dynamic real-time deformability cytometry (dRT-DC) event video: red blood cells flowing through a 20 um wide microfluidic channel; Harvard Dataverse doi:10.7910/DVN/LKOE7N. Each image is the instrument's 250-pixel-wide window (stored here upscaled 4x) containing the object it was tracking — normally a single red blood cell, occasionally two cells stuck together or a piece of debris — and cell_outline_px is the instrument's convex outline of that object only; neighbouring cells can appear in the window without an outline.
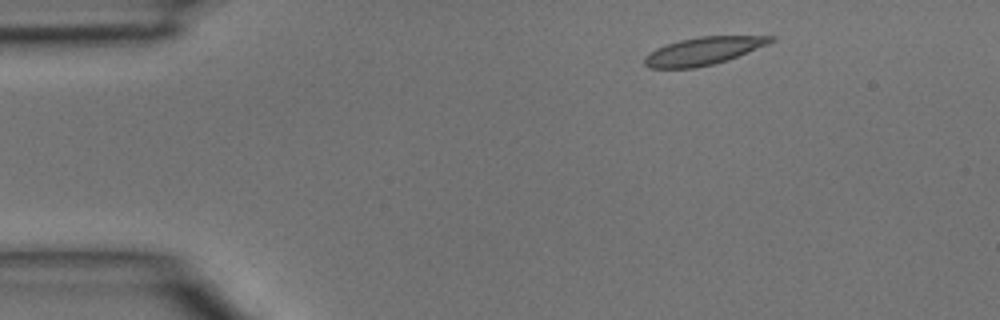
{"species": "common noctule bat (a hibernating species)", "species_latin": "Nyctalus noctula", "temperature_condition": "room temperature", "stored_images_in_passage": 4, "camera_frame_rate_fps": 3000, "um_per_image_px": 0.085, "animal": {"sex": "male", "body_mass_g": 15.6}, "frame": {"image": 1, "passage_image": 1, "time_ms": 0.0, "image_size_px": [1000, 320], "cell_outline_px": [[776, 40], [768, 44], [728, 60], [696, 68], [648, 68], [644, 64], [644, 56], [656, 48], [680, 40], [700, 36], [776, 36]], "centroid_in_image_um": [59.78, 4.34], "position_along_channel_um": 25.2, "area_um2": 20.35}}
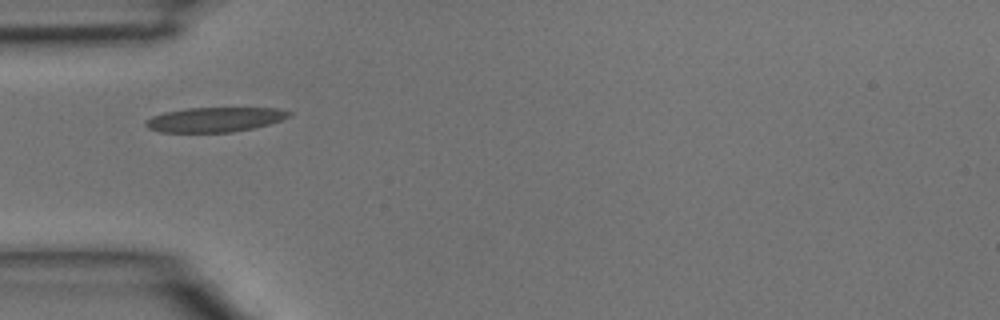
{"frame": {"image": 2, "passage_image": 3, "time_ms": 0.667, "image_size_px": [1000, 320], "cell_outline_px": [[292, 116], [268, 124], [252, 128], [232, 132], [160, 132], [148, 128], [144, 124], [144, 120], [152, 116], [164, 112], [188, 108], [280, 108], [292, 112]], "centroid_in_image_um": [18.24, 10.16], "position_along_channel_um": 66.8, "area_um2": 20.63}}
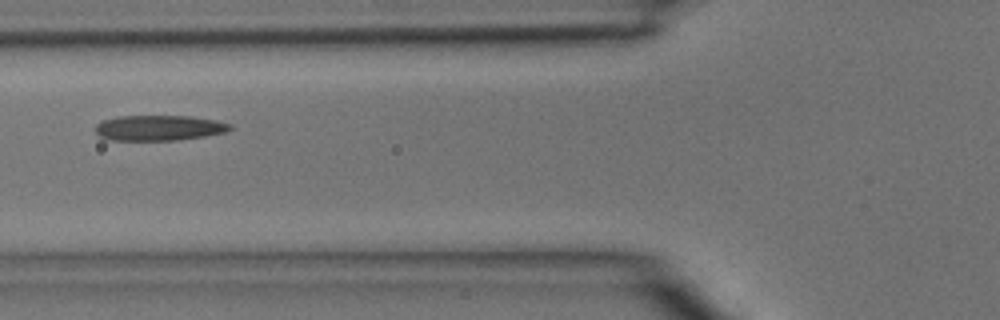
{"frame": {"image": 3, "passage_image": 4, "time_ms": 1.0, "image_size_px": [1000, 320], "cell_outline_px": [[232, 128], [224, 132], [204, 136], [176, 140], [104, 140], [96, 132], [96, 124], [104, 120], [120, 116], [192, 116], [216, 120], [232, 124]], "centroid_in_image_um": [13.51, 10.87], "position_along_channel_um": 112.3, "area_um2": 19.88}}